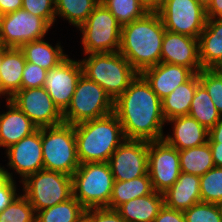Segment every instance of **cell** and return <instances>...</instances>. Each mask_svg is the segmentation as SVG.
I'll return each instance as SVG.
<instances>
[{"mask_svg":"<svg viewBox=\"0 0 222 222\" xmlns=\"http://www.w3.org/2000/svg\"><path fill=\"white\" fill-rule=\"evenodd\" d=\"M88 55V58L80 61L83 75L99 84L113 101L129 87L139 74L120 52Z\"/></svg>","mask_w":222,"mask_h":222,"instance_id":"4","label":"cell"},{"mask_svg":"<svg viewBox=\"0 0 222 222\" xmlns=\"http://www.w3.org/2000/svg\"><path fill=\"white\" fill-rule=\"evenodd\" d=\"M114 112V101L96 82L85 75L79 78L68 108L62 113L68 124L93 120Z\"/></svg>","mask_w":222,"mask_h":222,"instance_id":"7","label":"cell"},{"mask_svg":"<svg viewBox=\"0 0 222 222\" xmlns=\"http://www.w3.org/2000/svg\"><path fill=\"white\" fill-rule=\"evenodd\" d=\"M80 222H88L86 218L82 219Z\"/></svg>","mask_w":222,"mask_h":222,"instance_id":"51","label":"cell"},{"mask_svg":"<svg viewBox=\"0 0 222 222\" xmlns=\"http://www.w3.org/2000/svg\"><path fill=\"white\" fill-rule=\"evenodd\" d=\"M149 173L127 181H115L109 205L106 208L116 210L120 205L130 200L147 196L153 192Z\"/></svg>","mask_w":222,"mask_h":222,"instance_id":"27","label":"cell"},{"mask_svg":"<svg viewBox=\"0 0 222 222\" xmlns=\"http://www.w3.org/2000/svg\"><path fill=\"white\" fill-rule=\"evenodd\" d=\"M77 156L80 164L108 162L126 139L114 112L74 125Z\"/></svg>","mask_w":222,"mask_h":222,"instance_id":"3","label":"cell"},{"mask_svg":"<svg viewBox=\"0 0 222 222\" xmlns=\"http://www.w3.org/2000/svg\"><path fill=\"white\" fill-rule=\"evenodd\" d=\"M186 222H222L218 208L214 203L198 202L183 211Z\"/></svg>","mask_w":222,"mask_h":222,"instance_id":"36","label":"cell"},{"mask_svg":"<svg viewBox=\"0 0 222 222\" xmlns=\"http://www.w3.org/2000/svg\"><path fill=\"white\" fill-rule=\"evenodd\" d=\"M41 144L44 170L72 176L80 166L74 125L63 122L41 128Z\"/></svg>","mask_w":222,"mask_h":222,"instance_id":"5","label":"cell"},{"mask_svg":"<svg viewBox=\"0 0 222 222\" xmlns=\"http://www.w3.org/2000/svg\"><path fill=\"white\" fill-rule=\"evenodd\" d=\"M205 10L210 6L213 0H196Z\"/></svg>","mask_w":222,"mask_h":222,"instance_id":"48","label":"cell"},{"mask_svg":"<svg viewBox=\"0 0 222 222\" xmlns=\"http://www.w3.org/2000/svg\"><path fill=\"white\" fill-rule=\"evenodd\" d=\"M86 209L72 196L68 200L36 212L35 222H80Z\"/></svg>","mask_w":222,"mask_h":222,"instance_id":"29","label":"cell"},{"mask_svg":"<svg viewBox=\"0 0 222 222\" xmlns=\"http://www.w3.org/2000/svg\"><path fill=\"white\" fill-rule=\"evenodd\" d=\"M25 65V55L20 48L2 47L0 96L6 95L9 100L21 89L22 73Z\"/></svg>","mask_w":222,"mask_h":222,"instance_id":"21","label":"cell"},{"mask_svg":"<svg viewBox=\"0 0 222 222\" xmlns=\"http://www.w3.org/2000/svg\"><path fill=\"white\" fill-rule=\"evenodd\" d=\"M114 182L108 162L82 163L72 175L73 196L85 209L107 207Z\"/></svg>","mask_w":222,"mask_h":222,"instance_id":"6","label":"cell"},{"mask_svg":"<svg viewBox=\"0 0 222 222\" xmlns=\"http://www.w3.org/2000/svg\"><path fill=\"white\" fill-rule=\"evenodd\" d=\"M163 205V193L153 191L120 205L116 211L126 222H153Z\"/></svg>","mask_w":222,"mask_h":222,"instance_id":"23","label":"cell"},{"mask_svg":"<svg viewBox=\"0 0 222 222\" xmlns=\"http://www.w3.org/2000/svg\"><path fill=\"white\" fill-rule=\"evenodd\" d=\"M12 101L38 128L63 123V114L44 87L20 89Z\"/></svg>","mask_w":222,"mask_h":222,"instance_id":"14","label":"cell"},{"mask_svg":"<svg viewBox=\"0 0 222 222\" xmlns=\"http://www.w3.org/2000/svg\"><path fill=\"white\" fill-rule=\"evenodd\" d=\"M202 202L214 203L222 199V167H213L200 177Z\"/></svg>","mask_w":222,"mask_h":222,"instance_id":"34","label":"cell"},{"mask_svg":"<svg viewBox=\"0 0 222 222\" xmlns=\"http://www.w3.org/2000/svg\"><path fill=\"white\" fill-rule=\"evenodd\" d=\"M20 49L25 55L26 62L34 63L46 70L57 67L68 57L59 43L53 47L43 39L27 42Z\"/></svg>","mask_w":222,"mask_h":222,"instance_id":"26","label":"cell"},{"mask_svg":"<svg viewBox=\"0 0 222 222\" xmlns=\"http://www.w3.org/2000/svg\"><path fill=\"white\" fill-rule=\"evenodd\" d=\"M153 222H186L183 211L169 208L165 205L160 209Z\"/></svg>","mask_w":222,"mask_h":222,"instance_id":"41","label":"cell"},{"mask_svg":"<svg viewBox=\"0 0 222 222\" xmlns=\"http://www.w3.org/2000/svg\"><path fill=\"white\" fill-rule=\"evenodd\" d=\"M179 150L164 139L148 141V173L153 190L164 193L179 178Z\"/></svg>","mask_w":222,"mask_h":222,"instance_id":"12","label":"cell"},{"mask_svg":"<svg viewBox=\"0 0 222 222\" xmlns=\"http://www.w3.org/2000/svg\"><path fill=\"white\" fill-rule=\"evenodd\" d=\"M6 154L9 159L7 166L21 176V181H24L29 175L43 170L41 128L6 148Z\"/></svg>","mask_w":222,"mask_h":222,"instance_id":"16","label":"cell"},{"mask_svg":"<svg viewBox=\"0 0 222 222\" xmlns=\"http://www.w3.org/2000/svg\"><path fill=\"white\" fill-rule=\"evenodd\" d=\"M200 84L198 73L176 87L172 93L161 100L165 120L188 115L196 87Z\"/></svg>","mask_w":222,"mask_h":222,"instance_id":"25","label":"cell"},{"mask_svg":"<svg viewBox=\"0 0 222 222\" xmlns=\"http://www.w3.org/2000/svg\"><path fill=\"white\" fill-rule=\"evenodd\" d=\"M83 69L81 62L67 57L57 67L47 71L43 87L54 105L63 113L69 106Z\"/></svg>","mask_w":222,"mask_h":222,"instance_id":"15","label":"cell"},{"mask_svg":"<svg viewBox=\"0 0 222 222\" xmlns=\"http://www.w3.org/2000/svg\"><path fill=\"white\" fill-rule=\"evenodd\" d=\"M115 181H127L148 173V141L125 139L108 160Z\"/></svg>","mask_w":222,"mask_h":222,"instance_id":"13","label":"cell"},{"mask_svg":"<svg viewBox=\"0 0 222 222\" xmlns=\"http://www.w3.org/2000/svg\"><path fill=\"white\" fill-rule=\"evenodd\" d=\"M216 206H217L219 214L222 218V199L216 203Z\"/></svg>","mask_w":222,"mask_h":222,"instance_id":"49","label":"cell"},{"mask_svg":"<svg viewBox=\"0 0 222 222\" xmlns=\"http://www.w3.org/2000/svg\"><path fill=\"white\" fill-rule=\"evenodd\" d=\"M1 60H2V47H0V65H1Z\"/></svg>","mask_w":222,"mask_h":222,"instance_id":"50","label":"cell"},{"mask_svg":"<svg viewBox=\"0 0 222 222\" xmlns=\"http://www.w3.org/2000/svg\"><path fill=\"white\" fill-rule=\"evenodd\" d=\"M22 8V0H0V16Z\"/></svg>","mask_w":222,"mask_h":222,"instance_id":"42","label":"cell"},{"mask_svg":"<svg viewBox=\"0 0 222 222\" xmlns=\"http://www.w3.org/2000/svg\"><path fill=\"white\" fill-rule=\"evenodd\" d=\"M200 83L206 88L214 106L222 116V76L212 69H202L198 72Z\"/></svg>","mask_w":222,"mask_h":222,"instance_id":"35","label":"cell"},{"mask_svg":"<svg viewBox=\"0 0 222 222\" xmlns=\"http://www.w3.org/2000/svg\"><path fill=\"white\" fill-rule=\"evenodd\" d=\"M35 219L34 207L22 194L0 212V222H35Z\"/></svg>","mask_w":222,"mask_h":222,"instance_id":"33","label":"cell"},{"mask_svg":"<svg viewBox=\"0 0 222 222\" xmlns=\"http://www.w3.org/2000/svg\"><path fill=\"white\" fill-rule=\"evenodd\" d=\"M100 2L112 13L121 26L140 19L149 12L141 0H100Z\"/></svg>","mask_w":222,"mask_h":222,"instance_id":"32","label":"cell"},{"mask_svg":"<svg viewBox=\"0 0 222 222\" xmlns=\"http://www.w3.org/2000/svg\"><path fill=\"white\" fill-rule=\"evenodd\" d=\"M166 29L157 11H149L140 19L121 26L119 52L140 74L161 61Z\"/></svg>","mask_w":222,"mask_h":222,"instance_id":"2","label":"cell"},{"mask_svg":"<svg viewBox=\"0 0 222 222\" xmlns=\"http://www.w3.org/2000/svg\"><path fill=\"white\" fill-rule=\"evenodd\" d=\"M198 40L202 68L211 69L222 58V18L207 19Z\"/></svg>","mask_w":222,"mask_h":222,"instance_id":"24","label":"cell"},{"mask_svg":"<svg viewBox=\"0 0 222 222\" xmlns=\"http://www.w3.org/2000/svg\"><path fill=\"white\" fill-rule=\"evenodd\" d=\"M207 19L222 18V0H213L206 9Z\"/></svg>","mask_w":222,"mask_h":222,"instance_id":"43","label":"cell"},{"mask_svg":"<svg viewBox=\"0 0 222 222\" xmlns=\"http://www.w3.org/2000/svg\"><path fill=\"white\" fill-rule=\"evenodd\" d=\"M160 62L185 66L194 73H198L203 69L199 59L198 38L166 30L162 42Z\"/></svg>","mask_w":222,"mask_h":222,"instance_id":"17","label":"cell"},{"mask_svg":"<svg viewBox=\"0 0 222 222\" xmlns=\"http://www.w3.org/2000/svg\"><path fill=\"white\" fill-rule=\"evenodd\" d=\"M215 73L222 76V58L216 62V64L211 68Z\"/></svg>","mask_w":222,"mask_h":222,"instance_id":"47","label":"cell"},{"mask_svg":"<svg viewBox=\"0 0 222 222\" xmlns=\"http://www.w3.org/2000/svg\"><path fill=\"white\" fill-rule=\"evenodd\" d=\"M164 28L198 38L206 25V10L196 0H165L156 10Z\"/></svg>","mask_w":222,"mask_h":222,"instance_id":"10","label":"cell"},{"mask_svg":"<svg viewBox=\"0 0 222 222\" xmlns=\"http://www.w3.org/2000/svg\"><path fill=\"white\" fill-rule=\"evenodd\" d=\"M208 142L222 143V118L209 130Z\"/></svg>","mask_w":222,"mask_h":222,"instance_id":"45","label":"cell"},{"mask_svg":"<svg viewBox=\"0 0 222 222\" xmlns=\"http://www.w3.org/2000/svg\"><path fill=\"white\" fill-rule=\"evenodd\" d=\"M99 3L100 0H55L56 16L79 28Z\"/></svg>","mask_w":222,"mask_h":222,"instance_id":"31","label":"cell"},{"mask_svg":"<svg viewBox=\"0 0 222 222\" xmlns=\"http://www.w3.org/2000/svg\"><path fill=\"white\" fill-rule=\"evenodd\" d=\"M188 115L196 119L208 131L222 118L201 83L196 87Z\"/></svg>","mask_w":222,"mask_h":222,"instance_id":"30","label":"cell"},{"mask_svg":"<svg viewBox=\"0 0 222 222\" xmlns=\"http://www.w3.org/2000/svg\"><path fill=\"white\" fill-rule=\"evenodd\" d=\"M6 104L9 111L0 114V147L9 148L38 127L12 101Z\"/></svg>","mask_w":222,"mask_h":222,"instance_id":"20","label":"cell"},{"mask_svg":"<svg viewBox=\"0 0 222 222\" xmlns=\"http://www.w3.org/2000/svg\"><path fill=\"white\" fill-rule=\"evenodd\" d=\"M49 29L41 17L18 9L0 16V47L21 48L27 42L43 39Z\"/></svg>","mask_w":222,"mask_h":222,"instance_id":"11","label":"cell"},{"mask_svg":"<svg viewBox=\"0 0 222 222\" xmlns=\"http://www.w3.org/2000/svg\"><path fill=\"white\" fill-rule=\"evenodd\" d=\"M164 205L185 211L201 201L200 177L180 172L177 181L163 193Z\"/></svg>","mask_w":222,"mask_h":222,"instance_id":"22","label":"cell"},{"mask_svg":"<svg viewBox=\"0 0 222 222\" xmlns=\"http://www.w3.org/2000/svg\"><path fill=\"white\" fill-rule=\"evenodd\" d=\"M84 54L119 52L121 25L100 2L79 27Z\"/></svg>","mask_w":222,"mask_h":222,"instance_id":"9","label":"cell"},{"mask_svg":"<svg viewBox=\"0 0 222 222\" xmlns=\"http://www.w3.org/2000/svg\"><path fill=\"white\" fill-rule=\"evenodd\" d=\"M13 174L0 166V212L3 211L17 196Z\"/></svg>","mask_w":222,"mask_h":222,"instance_id":"38","label":"cell"},{"mask_svg":"<svg viewBox=\"0 0 222 222\" xmlns=\"http://www.w3.org/2000/svg\"><path fill=\"white\" fill-rule=\"evenodd\" d=\"M22 9L41 17L50 27L56 20L55 0H22Z\"/></svg>","mask_w":222,"mask_h":222,"instance_id":"37","label":"cell"},{"mask_svg":"<svg viewBox=\"0 0 222 222\" xmlns=\"http://www.w3.org/2000/svg\"><path fill=\"white\" fill-rule=\"evenodd\" d=\"M173 123V134L163 139L178 150L197 147L208 142L209 131L190 115L175 117L166 121Z\"/></svg>","mask_w":222,"mask_h":222,"instance_id":"19","label":"cell"},{"mask_svg":"<svg viewBox=\"0 0 222 222\" xmlns=\"http://www.w3.org/2000/svg\"><path fill=\"white\" fill-rule=\"evenodd\" d=\"M85 218L88 222H126L116 210L106 207L86 209Z\"/></svg>","mask_w":222,"mask_h":222,"instance_id":"40","label":"cell"},{"mask_svg":"<svg viewBox=\"0 0 222 222\" xmlns=\"http://www.w3.org/2000/svg\"><path fill=\"white\" fill-rule=\"evenodd\" d=\"M194 74L191 69L185 66L162 62L140 73L161 100L180 84L188 81Z\"/></svg>","mask_w":222,"mask_h":222,"instance_id":"18","label":"cell"},{"mask_svg":"<svg viewBox=\"0 0 222 222\" xmlns=\"http://www.w3.org/2000/svg\"><path fill=\"white\" fill-rule=\"evenodd\" d=\"M47 71L34 63L26 62L22 73L21 89L43 87Z\"/></svg>","mask_w":222,"mask_h":222,"instance_id":"39","label":"cell"},{"mask_svg":"<svg viewBox=\"0 0 222 222\" xmlns=\"http://www.w3.org/2000/svg\"><path fill=\"white\" fill-rule=\"evenodd\" d=\"M212 152L215 167H222V143L208 142Z\"/></svg>","mask_w":222,"mask_h":222,"instance_id":"44","label":"cell"},{"mask_svg":"<svg viewBox=\"0 0 222 222\" xmlns=\"http://www.w3.org/2000/svg\"><path fill=\"white\" fill-rule=\"evenodd\" d=\"M181 172L201 177L215 167L210 145H203L179 150Z\"/></svg>","mask_w":222,"mask_h":222,"instance_id":"28","label":"cell"},{"mask_svg":"<svg viewBox=\"0 0 222 222\" xmlns=\"http://www.w3.org/2000/svg\"><path fill=\"white\" fill-rule=\"evenodd\" d=\"M23 183V195L35 212L64 202L73 196L72 176L58 172L40 170L29 175Z\"/></svg>","mask_w":222,"mask_h":222,"instance_id":"8","label":"cell"},{"mask_svg":"<svg viewBox=\"0 0 222 222\" xmlns=\"http://www.w3.org/2000/svg\"><path fill=\"white\" fill-rule=\"evenodd\" d=\"M149 11H156L165 0H141Z\"/></svg>","mask_w":222,"mask_h":222,"instance_id":"46","label":"cell"},{"mask_svg":"<svg viewBox=\"0 0 222 222\" xmlns=\"http://www.w3.org/2000/svg\"><path fill=\"white\" fill-rule=\"evenodd\" d=\"M114 113L126 139H163L166 120L162 114L161 99L140 74L114 101Z\"/></svg>","mask_w":222,"mask_h":222,"instance_id":"1","label":"cell"}]
</instances>
